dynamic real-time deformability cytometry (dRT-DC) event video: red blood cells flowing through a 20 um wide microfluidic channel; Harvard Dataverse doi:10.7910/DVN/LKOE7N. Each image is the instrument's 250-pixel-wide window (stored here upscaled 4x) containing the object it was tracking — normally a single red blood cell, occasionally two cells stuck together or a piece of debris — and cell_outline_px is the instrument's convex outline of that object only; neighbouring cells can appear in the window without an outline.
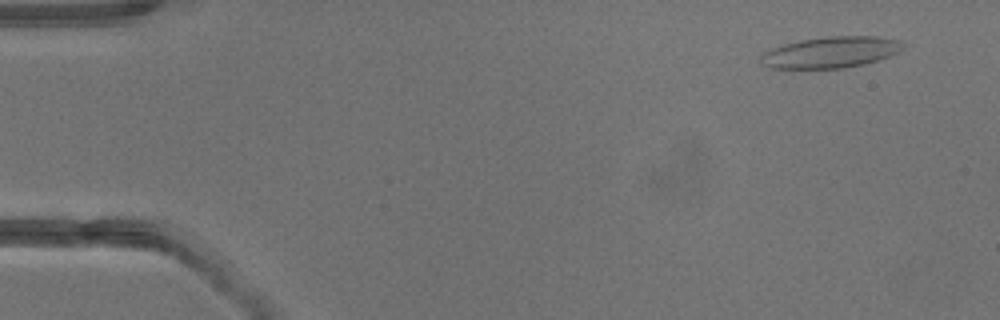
{"species": "common noctule bat (a hibernating species)", "species_latin": "Nyctalus noctula", "temperature_condition": "warm", "stored_images_in_passage": 3, "camera_frame_rate_fps": 3000, "um_per_image_px": 0.085, "animal": {"sex": "male", "body_mass_g": 13.3}, "frame": {"image": 1, "passage_image": 1, "time_ms": 0.0, "image_size_px": [1000, 320], "cell_outline_px": [[904, 48], [900, 52], [880, 60], [864, 64], [844, 68], [768, 68], [760, 60], [760, 56], [764, 52], [772, 48], [784, 44], [800, 40], [828, 36], [876, 36], [900, 40]], "centroid_in_image_um": [70.65, 4.44], "position_along_channel_um": 14.4, "area_um2": 25.95}}